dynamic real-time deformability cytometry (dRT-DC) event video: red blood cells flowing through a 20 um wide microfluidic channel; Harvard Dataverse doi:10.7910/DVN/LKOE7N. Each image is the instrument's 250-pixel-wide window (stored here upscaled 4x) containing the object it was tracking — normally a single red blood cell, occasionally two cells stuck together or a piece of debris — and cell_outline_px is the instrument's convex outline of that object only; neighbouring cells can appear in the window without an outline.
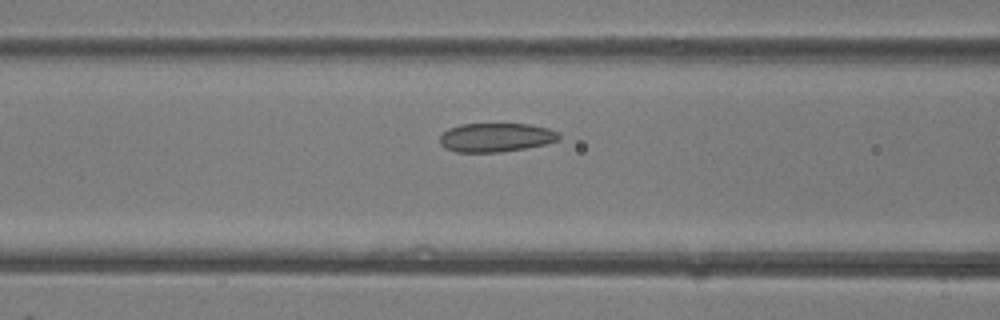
{"species": "common noctule bat (a hibernating species)", "species_latin": "Nyctalus noctula", "temperature_condition": "room temperature", "stored_images_in_passage": 41, "camera_frame_rate_fps": 3000, "um_per_image_px": 0.085, "animal": {"sex": "female"}, "frame": {"image": 1, "passage_image": 17, "time_ms": 5.333, "image_size_px": [1000, 320], "cell_outline_px": [[560, 140], [544, 144], [524, 148], [500, 152], [456, 152], [444, 148], [440, 144], [440, 136], [448, 128], [460, 124], [528, 124], [548, 128], [560, 132]], "centroid_in_image_um": [42.15, 11.68], "position_along_channel_um": 124.5, "area_um2": 20.11}}
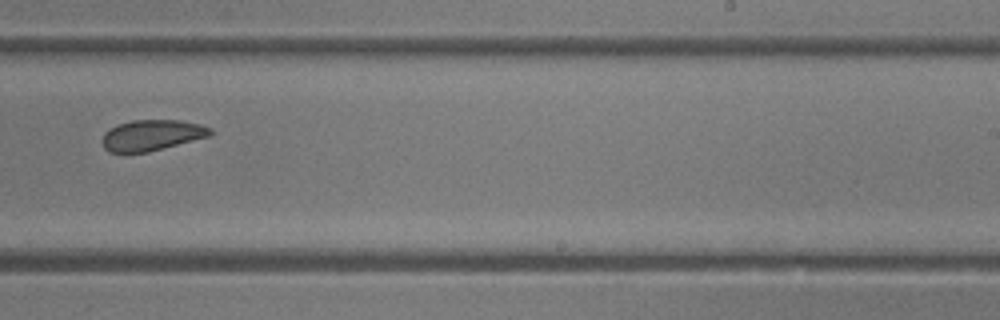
{"frame": {"image": 2, "passage_image": 26, "time_ms": 8.333, "image_size_px": [1000, 320], "cell_outline_px": [[212, 136], [148, 152], [108, 152], [104, 148], [104, 132], [108, 128], [116, 124], [132, 120], [180, 120], [200, 124], [212, 128]], "centroid_in_image_um": [12.94, 11.48], "position_along_channel_um": 276.1, "area_um2": 19.54}}
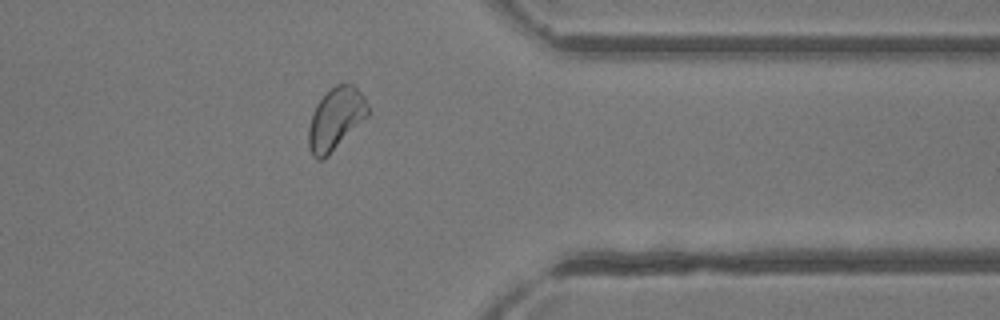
{"frame": {"image": 3, "passage_image": 33, "time_ms": 10.667, "image_size_px": [1000, 320], "cell_outline_px": [[372, 112], [324, 160], [316, 160], [312, 156], [308, 144], [308, 128], [312, 112], [316, 104], [336, 84], [352, 84], [364, 96]], "centroid_in_image_um": [28.54, 10.13], "position_along_channel_um": 382.9, "area_um2": 21.62}}